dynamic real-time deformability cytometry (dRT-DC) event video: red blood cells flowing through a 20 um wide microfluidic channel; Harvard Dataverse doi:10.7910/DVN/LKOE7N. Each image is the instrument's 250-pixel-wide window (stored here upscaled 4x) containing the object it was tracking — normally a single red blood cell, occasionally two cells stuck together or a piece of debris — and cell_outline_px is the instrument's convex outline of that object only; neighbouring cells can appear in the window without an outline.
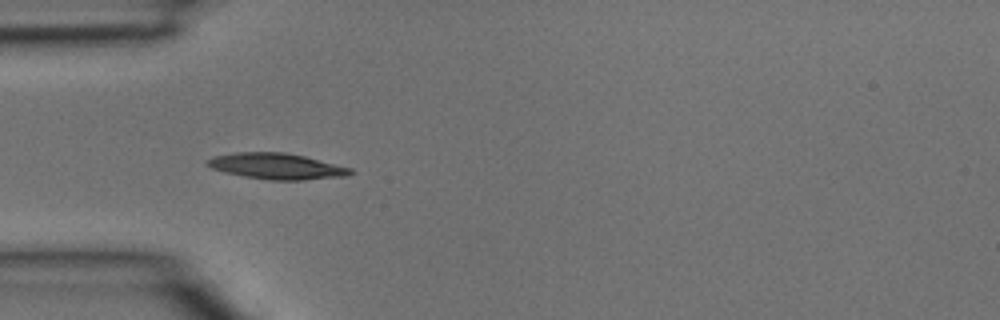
{"species": "common noctule bat (a hibernating species)", "species_latin": "Nyctalus noctula", "temperature_condition": "room temperature", "stored_images_in_passage": 39, "camera_frame_rate_fps": 3000, "um_per_image_px": 0.085, "animal": {"sex": "male", "body_mass_g": 15.6}, "frame": {"image": 1, "passage_image": 12, "time_ms": 3.667, "image_size_px": [1000, 320], "cell_outline_px": [[356, 172], [348, 176], [304, 180], [268, 180], [244, 176], [224, 172], [212, 168], [204, 164], [204, 160], [216, 156], [236, 152], [284, 152], [304, 156], [352, 168]], "centroid_in_image_um": [23.53, 14.13], "position_along_channel_um": 61.5, "area_um2": 21.79}}
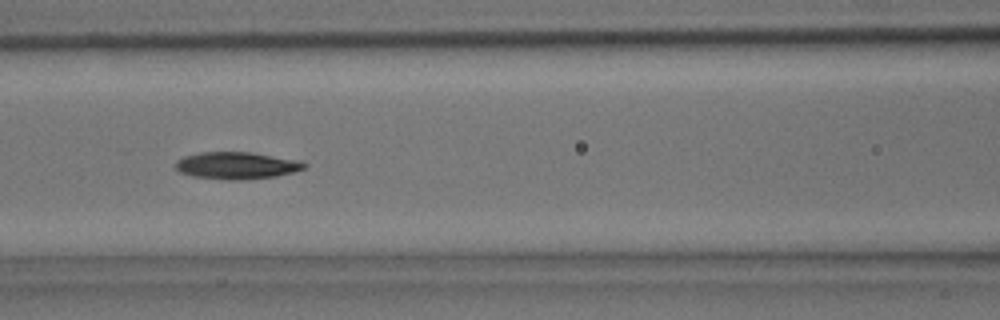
{"frame": {"image": 2, "passage_image": 17, "time_ms": 5.333, "image_size_px": [1000, 320], "cell_outline_px": [[308, 164], [304, 168], [292, 172], [276, 176], [240, 180], [228, 180], [192, 176], [180, 172], [176, 168], [176, 160], [184, 156], [200, 152], [252, 152], [300, 160]], "centroid_in_image_um": [20.12, 14.06], "position_along_channel_um": 146.5, "area_um2": 20.35}}
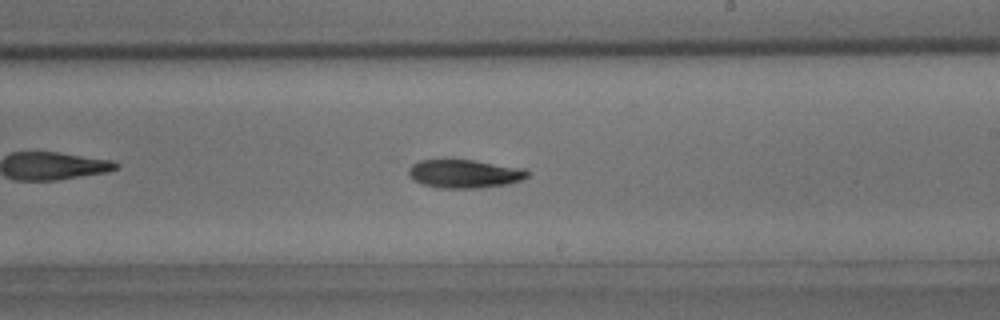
{"frame": {"image": 3, "passage_image": 23, "time_ms": 7.333, "image_size_px": [1000, 320], "cell_outline_px": [[528, 176], [520, 180], [508, 184], [480, 188], [440, 188], [424, 184], [412, 180], [408, 172], [408, 168], [412, 164], [420, 160], [472, 160], [524, 168], [528, 172]], "centroid_in_image_um": [39.47, 14.77], "position_along_channel_um": 249.5, "area_um2": 19.59}}